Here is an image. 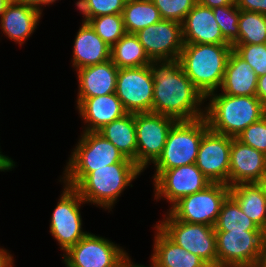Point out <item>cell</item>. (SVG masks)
I'll return each mask as SVG.
<instances>
[{
    "label": "cell",
    "mask_w": 266,
    "mask_h": 267,
    "mask_svg": "<svg viewBox=\"0 0 266 267\" xmlns=\"http://www.w3.org/2000/svg\"><path fill=\"white\" fill-rule=\"evenodd\" d=\"M149 68L154 80L153 113L177 121L205 117L206 98L185 75L179 58L152 60Z\"/></svg>",
    "instance_id": "cell-1"
},
{
    "label": "cell",
    "mask_w": 266,
    "mask_h": 267,
    "mask_svg": "<svg viewBox=\"0 0 266 267\" xmlns=\"http://www.w3.org/2000/svg\"><path fill=\"white\" fill-rule=\"evenodd\" d=\"M208 100L205 118L209 128L233 138L266 115V106L256 96H231L215 91L206 97Z\"/></svg>",
    "instance_id": "cell-2"
},
{
    "label": "cell",
    "mask_w": 266,
    "mask_h": 267,
    "mask_svg": "<svg viewBox=\"0 0 266 267\" xmlns=\"http://www.w3.org/2000/svg\"><path fill=\"white\" fill-rule=\"evenodd\" d=\"M231 44H184L179 62L185 75L206 98L220 90Z\"/></svg>",
    "instance_id": "cell-3"
},
{
    "label": "cell",
    "mask_w": 266,
    "mask_h": 267,
    "mask_svg": "<svg viewBox=\"0 0 266 267\" xmlns=\"http://www.w3.org/2000/svg\"><path fill=\"white\" fill-rule=\"evenodd\" d=\"M143 171L134 162H119L93 168L74 189L86 203L112 211L118 197Z\"/></svg>",
    "instance_id": "cell-4"
},
{
    "label": "cell",
    "mask_w": 266,
    "mask_h": 267,
    "mask_svg": "<svg viewBox=\"0 0 266 267\" xmlns=\"http://www.w3.org/2000/svg\"><path fill=\"white\" fill-rule=\"evenodd\" d=\"M59 182L75 187L93 168H102L119 162H133L98 132H82L71 151Z\"/></svg>",
    "instance_id": "cell-5"
},
{
    "label": "cell",
    "mask_w": 266,
    "mask_h": 267,
    "mask_svg": "<svg viewBox=\"0 0 266 267\" xmlns=\"http://www.w3.org/2000/svg\"><path fill=\"white\" fill-rule=\"evenodd\" d=\"M208 129L205 117L176 121L167 135L161 155L153 163L155 171L195 163L203 134Z\"/></svg>",
    "instance_id": "cell-6"
},
{
    "label": "cell",
    "mask_w": 266,
    "mask_h": 267,
    "mask_svg": "<svg viewBox=\"0 0 266 267\" xmlns=\"http://www.w3.org/2000/svg\"><path fill=\"white\" fill-rule=\"evenodd\" d=\"M156 225L177 245L217 267L216 235L213 226L177 220L167 209Z\"/></svg>",
    "instance_id": "cell-7"
},
{
    "label": "cell",
    "mask_w": 266,
    "mask_h": 267,
    "mask_svg": "<svg viewBox=\"0 0 266 267\" xmlns=\"http://www.w3.org/2000/svg\"><path fill=\"white\" fill-rule=\"evenodd\" d=\"M62 184V193L51 215L49 233L57 240L60 250L66 253L88 232L82 228L80 212L81 204L86 202L73 187Z\"/></svg>",
    "instance_id": "cell-8"
},
{
    "label": "cell",
    "mask_w": 266,
    "mask_h": 267,
    "mask_svg": "<svg viewBox=\"0 0 266 267\" xmlns=\"http://www.w3.org/2000/svg\"><path fill=\"white\" fill-rule=\"evenodd\" d=\"M217 267H258L263 231H215Z\"/></svg>",
    "instance_id": "cell-9"
},
{
    "label": "cell",
    "mask_w": 266,
    "mask_h": 267,
    "mask_svg": "<svg viewBox=\"0 0 266 267\" xmlns=\"http://www.w3.org/2000/svg\"><path fill=\"white\" fill-rule=\"evenodd\" d=\"M230 195L227 184L211 183L204 190L182 197L169 212L186 223H197L214 226L221 206Z\"/></svg>",
    "instance_id": "cell-10"
},
{
    "label": "cell",
    "mask_w": 266,
    "mask_h": 267,
    "mask_svg": "<svg viewBox=\"0 0 266 267\" xmlns=\"http://www.w3.org/2000/svg\"><path fill=\"white\" fill-rule=\"evenodd\" d=\"M137 166L144 172L161 155L167 135L177 121L153 112L135 113Z\"/></svg>",
    "instance_id": "cell-11"
},
{
    "label": "cell",
    "mask_w": 266,
    "mask_h": 267,
    "mask_svg": "<svg viewBox=\"0 0 266 267\" xmlns=\"http://www.w3.org/2000/svg\"><path fill=\"white\" fill-rule=\"evenodd\" d=\"M152 177L154 199L160 201L164 198L170 203V207L182 197L200 192L211 184L195 163L165 171H154Z\"/></svg>",
    "instance_id": "cell-12"
},
{
    "label": "cell",
    "mask_w": 266,
    "mask_h": 267,
    "mask_svg": "<svg viewBox=\"0 0 266 267\" xmlns=\"http://www.w3.org/2000/svg\"><path fill=\"white\" fill-rule=\"evenodd\" d=\"M126 250L105 237L87 233L66 253V267H120Z\"/></svg>",
    "instance_id": "cell-13"
},
{
    "label": "cell",
    "mask_w": 266,
    "mask_h": 267,
    "mask_svg": "<svg viewBox=\"0 0 266 267\" xmlns=\"http://www.w3.org/2000/svg\"><path fill=\"white\" fill-rule=\"evenodd\" d=\"M115 93L127 113L152 112L154 80L149 65L119 69Z\"/></svg>",
    "instance_id": "cell-14"
},
{
    "label": "cell",
    "mask_w": 266,
    "mask_h": 267,
    "mask_svg": "<svg viewBox=\"0 0 266 267\" xmlns=\"http://www.w3.org/2000/svg\"><path fill=\"white\" fill-rule=\"evenodd\" d=\"M135 35L151 61L179 58L184 45L182 23L173 20L162 19Z\"/></svg>",
    "instance_id": "cell-15"
},
{
    "label": "cell",
    "mask_w": 266,
    "mask_h": 267,
    "mask_svg": "<svg viewBox=\"0 0 266 267\" xmlns=\"http://www.w3.org/2000/svg\"><path fill=\"white\" fill-rule=\"evenodd\" d=\"M231 142L210 128L203 134L195 164L211 183L228 185Z\"/></svg>",
    "instance_id": "cell-16"
},
{
    "label": "cell",
    "mask_w": 266,
    "mask_h": 267,
    "mask_svg": "<svg viewBox=\"0 0 266 267\" xmlns=\"http://www.w3.org/2000/svg\"><path fill=\"white\" fill-rule=\"evenodd\" d=\"M228 186L261 183L266 173V155L232 137Z\"/></svg>",
    "instance_id": "cell-17"
},
{
    "label": "cell",
    "mask_w": 266,
    "mask_h": 267,
    "mask_svg": "<svg viewBox=\"0 0 266 267\" xmlns=\"http://www.w3.org/2000/svg\"><path fill=\"white\" fill-rule=\"evenodd\" d=\"M76 109L84 121L82 132H97L106 124L122 118L127 112L116 93L90 98H76Z\"/></svg>",
    "instance_id": "cell-18"
},
{
    "label": "cell",
    "mask_w": 266,
    "mask_h": 267,
    "mask_svg": "<svg viewBox=\"0 0 266 267\" xmlns=\"http://www.w3.org/2000/svg\"><path fill=\"white\" fill-rule=\"evenodd\" d=\"M184 44H230L222 35L213 9L198 2L182 22Z\"/></svg>",
    "instance_id": "cell-19"
},
{
    "label": "cell",
    "mask_w": 266,
    "mask_h": 267,
    "mask_svg": "<svg viewBox=\"0 0 266 267\" xmlns=\"http://www.w3.org/2000/svg\"><path fill=\"white\" fill-rule=\"evenodd\" d=\"M42 11L26 4L10 2L0 19L4 36L22 46L40 23Z\"/></svg>",
    "instance_id": "cell-20"
},
{
    "label": "cell",
    "mask_w": 266,
    "mask_h": 267,
    "mask_svg": "<svg viewBox=\"0 0 266 267\" xmlns=\"http://www.w3.org/2000/svg\"><path fill=\"white\" fill-rule=\"evenodd\" d=\"M119 68L111 59L76 70L77 98H90L115 93Z\"/></svg>",
    "instance_id": "cell-21"
},
{
    "label": "cell",
    "mask_w": 266,
    "mask_h": 267,
    "mask_svg": "<svg viewBox=\"0 0 266 267\" xmlns=\"http://www.w3.org/2000/svg\"><path fill=\"white\" fill-rule=\"evenodd\" d=\"M76 34L71 60L75 70L110 59L111 47L102 40L88 22L82 21Z\"/></svg>",
    "instance_id": "cell-22"
},
{
    "label": "cell",
    "mask_w": 266,
    "mask_h": 267,
    "mask_svg": "<svg viewBox=\"0 0 266 267\" xmlns=\"http://www.w3.org/2000/svg\"><path fill=\"white\" fill-rule=\"evenodd\" d=\"M151 259L156 267H210L199 256L174 243L156 224Z\"/></svg>",
    "instance_id": "cell-23"
},
{
    "label": "cell",
    "mask_w": 266,
    "mask_h": 267,
    "mask_svg": "<svg viewBox=\"0 0 266 267\" xmlns=\"http://www.w3.org/2000/svg\"><path fill=\"white\" fill-rule=\"evenodd\" d=\"M257 83L253 67L232 50L219 91L231 96H256Z\"/></svg>",
    "instance_id": "cell-24"
},
{
    "label": "cell",
    "mask_w": 266,
    "mask_h": 267,
    "mask_svg": "<svg viewBox=\"0 0 266 267\" xmlns=\"http://www.w3.org/2000/svg\"><path fill=\"white\" fill-rule=\"evenodd\" d=\"M230 196L263 231L266 230V192L261 183L232 185Z\"/></svg>",
    "instance_id": "cell-25"
},
{
    "label": "cell",
    "mask_w": 266,
    "mask_h": 267,
    "mask_svg": "<svg viewBox=\"0 0 266 267\" xmlns=\"http://www.w3.org/2000/svg\"><path fill=\"white\" fill-rule=\"evenodd\" d=\"M97 132L109 140L125 158L137 165V138L133 113H127L122 118L106 124Z\"/></svg>",
    "instance_id": "cell-26"
},
{
    "label": "cell",
    "mask_w": 266,
    "mask_h": 267,
    "mask_svg": "<svg viewBox=\"0 0 266 267\" xmlns=\"http://www.w3.org/2000/svg\"><path fill=\"white\" fill-rule=\"evenodd\" d=\"M110 59L119 69L143 67L151 63L138 37L128 33L111 47Z\"/></svg>",
    "instance_id": "cell-27"
},
{
    "label": "cell",
    "mask_w": 266,
    "mask_h": 267,
    "mask_svg": "<svg viewBox=\"0 0 266 267\" xmlns=\"http://www.w3.org/2000/svg\"><path fill=\"white\" fill-rule=\"evenodd\" d=\"M122 17L128 34H135L162 20L159 10L151 0H126Z\"/></svg>",
    "instance_id": "cell-28"
},
{
    "label": "cell",
    "mask_w": 266,
    "mask_h": 267,
    "mask_svg": "<svg viewBox=\"0 0 266 267\" xmlns=\"http://www.w3.org/2000/svg\"><path fill=\"white\" fill-rule=\"evenodd\" d=\"M213 227L215 231H263L230 195L223 202Z\"/></svg>",
    "instance_id": "cell-29"
},
{
    "label": "cell",
    "mask_w": 266,
    "mask_h": 267,
    "mask_svg": "<svg viewBox=\"0 0 266 267\" xmlns=\"http://www.w3.org/2000/svg\"><path fill=\"white\" fill-rule=\"evenodd\" d=\"M239 39L235 44L266 43V15L239 10Z\"/></svg>",
    "instance_id": "cell-30"
},
{
    "label": "cell",
    "mask_w": 266,
    "mask_h": 267,
    "mask_svg": "<svg viewBox=\"0 0 266 267\" xmlns=\"http://www.w3.org/2000/svg\"><path fill=\"white\" fill-rule=\"evenodd\" d=\"M87 22L110 47L126 34L122 14L97 16Z\"/></svg>",
    "instance_id": "cell-31"
},
{
    "label": "cell",
    "mask_w": 266,
    "mask_h": 267,
    "mask_svg": "<svg viewBox=\"0 0 266 267\" xmlns=\"http://www.w3.org/2000/svg\"><path fill=\"white\" fill-rule=\"evenodd\" d=\"M223 37L233 46L239 39V9L236 4L213 8Z\"/></svg>",
    "instance_id": "cell-32"
},
{
    "label": "cell",
    "mask_w": 266,
    "mask_h": 267,
    "mask_svg": "<svg viewBox=\"0 0 266 267\" xmlns=\"http://www.w3.org/2000/svg\"><path fill=\"white\" fill-rule=\"evenodd\" d=\"M126 0H77L76 8L87 22L97 16L122 14Z\"/></svg>",
    "instance_id": "cell-33"
},
{
    "label": "cell",
    "mask_w": 266,
    "mask_h": 267,
    "mask_svg": "<svg viewBox=\"0 0 266 267\" xmlns=\"http://www.w3.org/2000/svg\"><path fill=\"white\" fill-rule=\"evenodd\" d=\"M233 51L249 63L257 76L266 74V43L234 44Z\"/></svg>",
    "instance_id": "cell-34"
},
{
    "label": "cell",
    "mask_w": 266,
    "mask_h": 267,
    "mask_svg": "<svg viewBox=\"0 0 266 267\" xmlns=\"http://www.w3.org/2000/svg\"><path fill=\"white\" fill-rule=\"evenodd\" d=\"M160 12L162 19L182 23L197 0H151Z\"/></svg>",
    "instance_id": "cell-35"
},
{
    "label": "cell",
    "mask_w": 266,
    "mask_h": 267,
    "mask_svg": "<svg viewBox=\"0 0 266 267\" xmlns=\"http://www.w3.org/2000/svg\"><path fill=\"white\" fill-rule=\"evenodd\" d=\"M236 139L266 155V115L248 126Z\"/></svg>",
    "instance_id": "cell-36"
},
{
    "label": "cell",
    "mask_w": 266,
    "mask_h": 267,
    "mask_svg": "<svg viewBox=\"0 0 266 267\" xmlns=\"http://www.w3.org/2000/svg\"><path fill=\"white\" fill-rule=\"evenodd\" d=\"M235 4L239 10L266 15V0H235Z\"/></svg>",
    "instance_id": "cell-37"
},
{
    "label": "cell",
    "mask_w": 266,
    "mask_h": 267,
    "mask_svg": "<svg viewBox=\"0 0 266 267\" xmlns=\"http://www.w3.org/2000/svg\"><path fill=\"white\" fill-rule=\"evenodd\" d=\"M256 97L266 106V74L258 76Z\"/></svg>",
    "instance_id": "cell-38"
},
{
    "label": "cell",
    "mask_w": 266,
    "mask_h": 267,
    "mask_svg": "<svg viewBox=\"0 0 266 267\" xmlns=\"http://www.w3.org/2000/svg\"><path fill=\"white\" fill-rule=\"evenodd\" d=\"M11 252L0 247V267H14V256Z\"/></svg>",
    "instance_id": "cell-39"
},
{
    "label": "cell",
    "mask_w": 266,
    "mask_h": 267,
    "mask_svg": "<svg viewBox=\"0 0 266 267\" xmlns=\"http://www.w3.org/2000/svg\"><path fill=\"white\" fill-rule=\"evenodd\" d=\"M200 5L209 7L211 9L219 6H226L235 3V0H197Z\"/></svg>",
    "instance_id": "cell-40"
},
{
    "label": "cell",
    "mask_w": 266,
    "mask_h": 267,
    "mask_svg": "<svg viewBox=\"0 0 266 267\" xmlns=\"http://www.w3.org/2000/svg\"><path fill=\"white\" fill-rule=\"evenodd\" d=\"M15 161L11 159L7 155H3L0 149V171L6 172V171H12V168H15Z\"/></svg>",
    "instance_id": "cell-41"
},
{
    "label": "cell",
    "mask_w": 266,
    "mask_h": 267,
    "mask_svg": "<svg viewBox=\"0 0 266 267\" xmlns=\"http://www.w3.org/2000/svg\"><path fill=\"white\" fill-rule=\"evenodd\" d=\"M131 257H129L128 253L123 257L122 261H121V264H120V267H156V264L155 262L150 259L151 261V265L149 266H144V265H140V264H135L134 261H131Z\"/></svg>",
    "instance_id": "cell-42"
},
{
    "label": "cell",
    "mask_w": 266,
    "mask_h": 267,
    "mask_svg": "<svg viewBox=\"0 0 266 267\" xmlns=\"http://www.w3.org/2000/svg\"><path fill=\"white\" fill-rule=\"evenodd\" d=\"M11 2L30 5L32 7L39 9L42 12L43 10L41 9L45 6V0H11Z\"/></svg>",
    "instance_id": "cell-43"
},
{
    "label": "cell",
    "mask_w": 266,
    "mask_h": 267,
    "mask_svg": "<svg viewBox=\"0 0 266 267\" xmlns=\"http://www.w3.org/2000/svg\"><path fill=\"white\" fill-rule=\"evenodd\" d=\"M258 267H266V230L263 231L262 255Z\"/></svg>",
    "instance_id": "cell-44"
},
{
    "label": "cell",
    "mask_w": 266,
    "mask_h": 267,
    "mask_svg": "<svg viewBox=\"0 0 266 267\" xmlns=\"http://www.w3.org/2000/svg\"><path fill=\"white\" fill-rule=\"evenodd\" d=\"M11 2V0H0V19L5 11L6 6Z\"/></svg>",
    "instance_id": "cell-45"
},
{
    "label": "cell",
    "mask_w": 266,
    "mask_h": 267,
    "mask_svg": "<svg viewBox=\"0 0 266 267\" xmlns=\"http://www.w3.org/2000/svg\"><path fill=\"white\" fill-rule=\"evenodd\" d=\"M261 184H262V186L264 187L265 192H266V173L264 174V177H263V179H262V181H261Z\"/></svg>",
    "instance_id": "cell-46"
},
{
    "label": "cell",
    "mask_w": 266,
    "mask_h": 267,
    "mask_svg": "<svg viewBox=\"0 0 266 267\" xmlns=\"http://www.w3.org/2000/svg\"><path fill=\"white\" fill-rule=\"evenodd\" d=\"M56 1H57V0H45V7H46V5L49 6V5H51V4L56 3Z\"/></svg>",
    "instance_id": "cell-47"
}]
</instances>
